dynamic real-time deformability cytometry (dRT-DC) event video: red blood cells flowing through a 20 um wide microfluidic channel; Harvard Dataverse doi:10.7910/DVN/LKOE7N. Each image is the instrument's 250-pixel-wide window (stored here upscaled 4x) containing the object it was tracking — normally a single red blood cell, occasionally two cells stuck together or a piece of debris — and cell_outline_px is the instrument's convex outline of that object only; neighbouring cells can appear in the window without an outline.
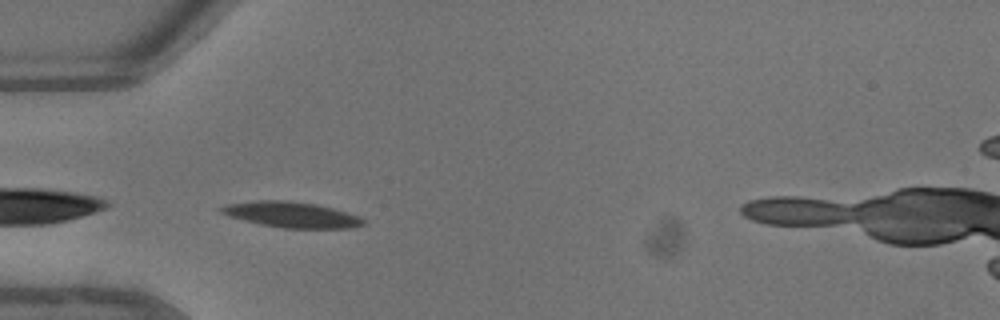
{"species": "common noctule bat (a hibernating species)", "species_latin": "Nyctalus noctula", "temperature_condition": "warm", "stored_images_in_passage": 25, "camera_frame_rate_fps": 3000, "um_per_image_px": 0.085, "animal": {"sex": "male", "body_mass_g": 13.3}, "frame": {"image": 1, "passage_image": 1, "time_ms": 0.0, "image_size_px": [1000, 320], "cell_outline_px": [[368, 224], [352, 228], [280, 228], [260, 224], [228, 216], [220, 212], [216, 208], [228, 204], [256, 200], [288, 200], [316, 204], [332, 208], [360, 216], [368, 220]], "centroid_in_image_um": [24.81, 18.25], "position_along_channel_um": 60.2, "area_um2": 21.56}}
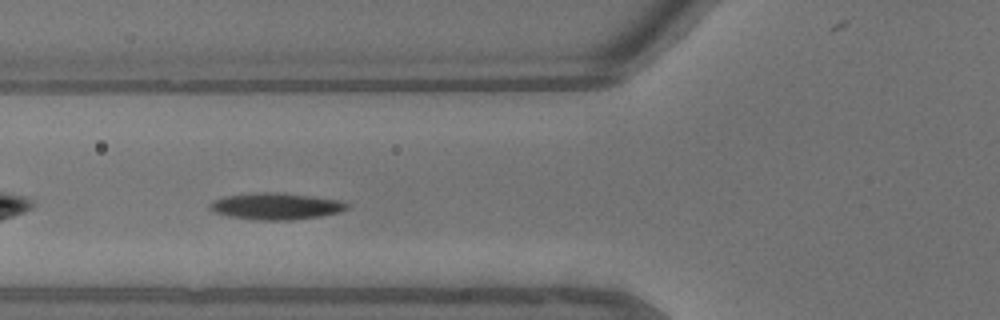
{"frame": {"image": 2, "passage_image": 4, "time_ms": 1.0, "image_size_px": [1000, 320], "cell_outline_px": [[348, 208], [340, 212], [320, 216], [284, 220], [260, 220], [232, 216], [212, 212], [208, 208], [208, 204], [224, 196], [256, 192], [284, 192], [344, 200], [348, 204]], "centroid_in_image_um": [23.48, 17.5], "position_along_channel_um": 102.3, "area_um2": 21.39}, "authors_computed_cell_mechanics": {"area_um2": 21.2126, "velocity_mm_per_s": 4.6358, "shape_relaxation_time_tau1_ms": 3.2668, "shape_relaxation_time_tau2_ms": 3.4487, "deformation_change_tau1": 0.124, "deformation_change_tau2": 0.0846}}